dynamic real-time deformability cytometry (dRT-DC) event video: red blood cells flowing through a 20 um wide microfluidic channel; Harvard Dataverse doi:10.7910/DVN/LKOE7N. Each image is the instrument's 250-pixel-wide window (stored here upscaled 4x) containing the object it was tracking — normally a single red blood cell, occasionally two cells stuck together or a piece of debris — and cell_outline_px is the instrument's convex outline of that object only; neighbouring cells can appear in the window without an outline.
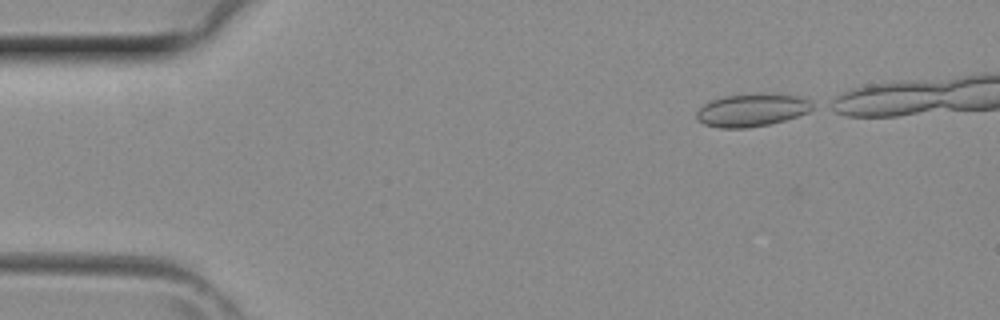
{"species": "common noctule bat (a hibernating species)", "species_latin": "Nyctalus noctula", "temperature_condition": "room temperature", "stored_images_in_passage": 2, "camera_frame_rate_fps": 3000, "um_per_image_px": 0.085, "animal": {"sex": "female", "body_mass_g": 29.2, "forearm_length_mm": 56.3}, "frame": {"image": 1, "passage_image": 1, "time_ms": 0.0, "image_size_px": [1000, 320], "cell_outline_px": [[816, 108], [808, 112], [784, 120], [768, 124], [744, 128], [720, 128], [704, 124], [696, 120], [696, 112], [704, 104], [712, 100], [724, 96], [800, 96], [816, 104]], "centroid_in_image_um": [63.89, 9.4], "position_along_channel_um": 21.1, "area_um2": 21.33}}